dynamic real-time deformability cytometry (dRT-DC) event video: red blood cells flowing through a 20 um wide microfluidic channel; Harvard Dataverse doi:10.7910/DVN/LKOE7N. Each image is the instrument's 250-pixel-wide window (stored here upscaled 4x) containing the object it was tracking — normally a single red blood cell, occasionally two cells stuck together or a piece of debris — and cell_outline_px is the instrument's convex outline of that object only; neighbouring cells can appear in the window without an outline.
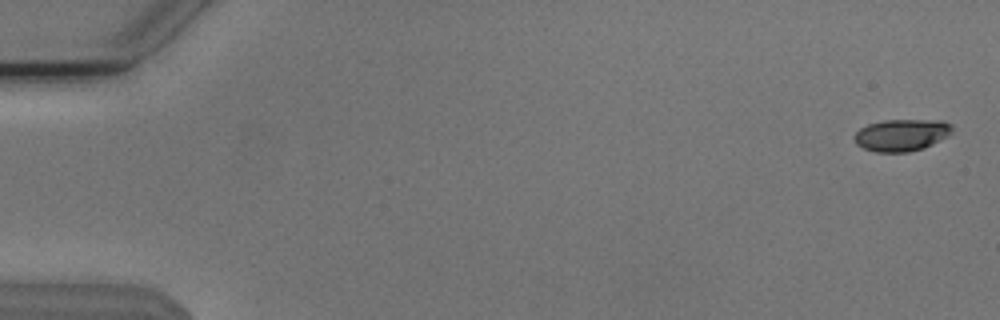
{"species": "Egyptian fruit bat (a non-hibernating species)", "species_latin": "Rousettus aegyptiacus", "temperature_condition": "cold", "stored_images_in_passage": 7, "camera_frame_rate_fps": 3000, "um_per_image_px": 0.085, "animal": {"sex": "male"}, "frame": {"image": 1, "passage_image": 1, "time_ms": 0.0, "image_size_px": [1000, 320], "cell_outline_px": [[952, 132], [948, 136], [924, 148], [908, 152], [876, 152], [864, 148], [856, 144], [852, 136], [860, 128], [868, 124], [884, 120], [940, 120], [952, 124]], "centroid_in_image_um": [76.62, 11.48], "position_along_channel_um": 8.4, "area_um2": 18.32}}